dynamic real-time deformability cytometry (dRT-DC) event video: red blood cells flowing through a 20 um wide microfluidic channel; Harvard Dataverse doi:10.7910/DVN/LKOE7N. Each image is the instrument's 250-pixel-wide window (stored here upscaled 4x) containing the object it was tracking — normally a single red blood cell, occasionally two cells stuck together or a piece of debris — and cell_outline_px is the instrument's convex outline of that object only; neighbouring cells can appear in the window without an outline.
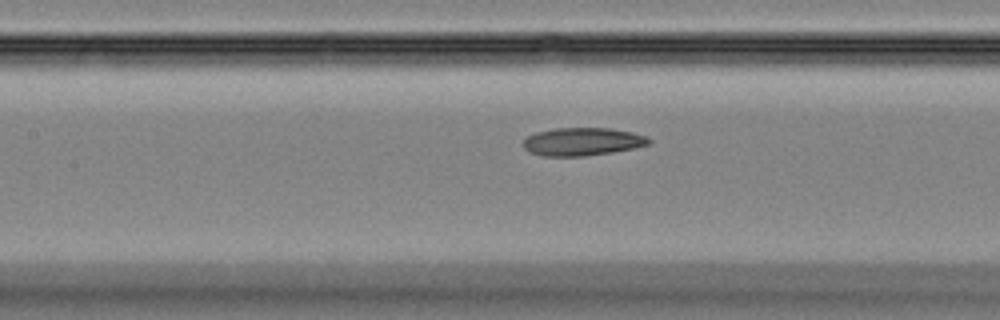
{"species": "Egyptian fruit bat (a non-hibernating species)", "species_latin": "Rousettus aegyptiacus", "temperature_condition": "room temperature", "stored_images_in_passage": 40, "camera_frame_rate_fps": 3000, "um_per_image_px": 0.085, "animal": {"sex": "female"}, "frame": {"image": 1, "passage_image": 15, "time_ms": 4.667, "image_size_px": [1000, 320], "cell_outline_px": [[652, 140], [648, 144], [632, 148], [612, 152], [584, 156], [540, 156], [528, 152], [524, 148], [524, 140], [528, 136], [536, 132], [556, 128], [612, 128], [632, 132], [644, 136]], "centroid_in_image_um": [49.47, 12.04], "position_along_channel_um": 157.9, "area_um2": 20.4}}
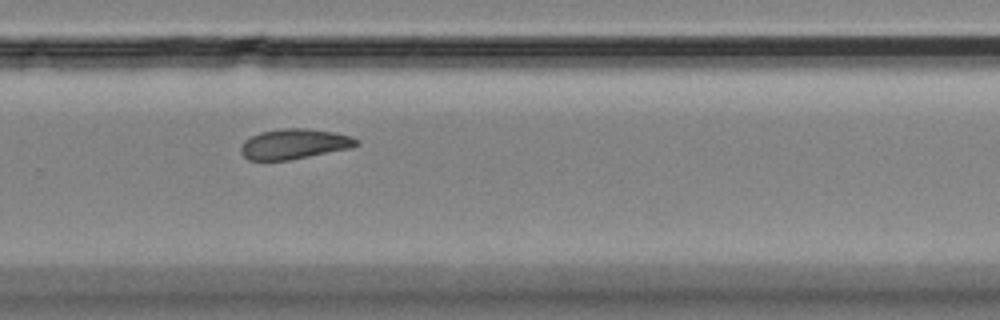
{"frame": {"image": 2, "passage_image": 25, "time_ms": 8.0, "image_size_px": [1000, 320], "cell_outline_px": [[360, 144], [352, 148], [288, 160], [248, 160], [240, 152], [240, 148], [244, 140], [260, 132], [280, 128], [308, 128], [332, 132], [352, 136], [360, 140]], "centroid_in_image_um": [25.03, 12.23], "position_along_channel_um": 304.8, "area_um2": 20.46}}
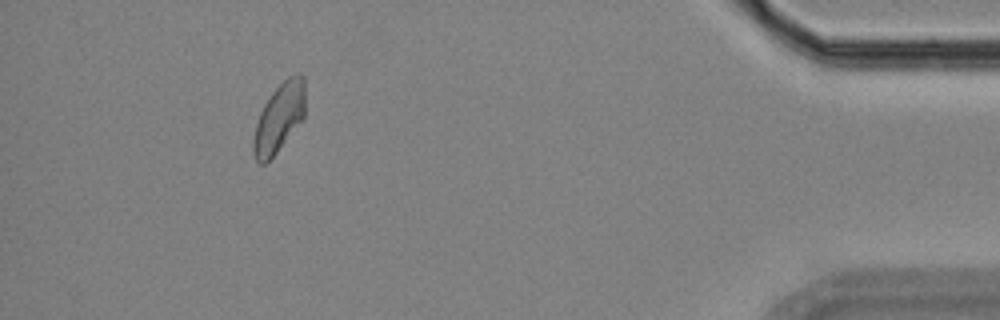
{"frame": {"image": 3, "passage_image": 36, "time_ms": 11.667, "image_size_px": [1000, 320], "cell_outline_px": [[304, 116], [276, 152], [264, 164], [260, 164], [256, 160], [252, 152], [252, 140], [256, 124], [260, 112], [264, 104], [272, 92], [288, 76], [296, 72], [300, 72], [304, 76]], "centroid_in_image_um": [23.7, 9.98], "position_along_channel_um": 411.5, "area_um2": 20.52}}